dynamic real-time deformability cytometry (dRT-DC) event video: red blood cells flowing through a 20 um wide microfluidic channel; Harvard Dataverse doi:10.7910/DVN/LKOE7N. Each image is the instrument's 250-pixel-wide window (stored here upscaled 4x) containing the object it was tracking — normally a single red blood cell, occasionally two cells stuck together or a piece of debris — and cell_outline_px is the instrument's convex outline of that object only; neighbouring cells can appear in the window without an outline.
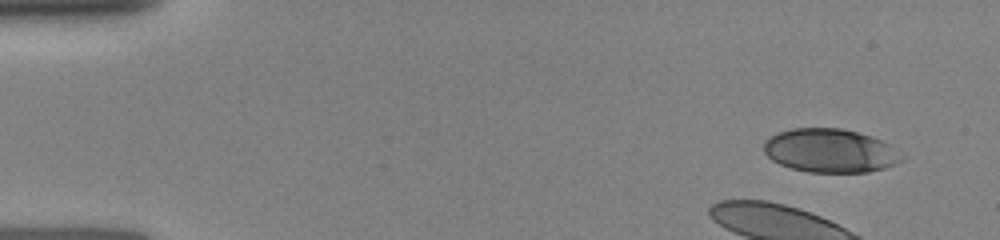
{"species": "human", "species_latin": "Homo sapiens", "temperature_condition": "room temperature", "stored_images_in_passage": 50, "camera_frame_rate_fps": 3000, "um_per_image_px": 0.085, "donor": {"sex": "female"}, "frame": {"image": 1, "passage_image": 1, "time_ms": 0.0, "image_size_px": [1000, 240], "cell_outline_px": [[908, 156], [904, 160], [896, 164], [884, 168], [868, 172], [808, 172], [792, 168], [780, 164], [772, 160], [764, 152], [764, 144], [772, 136], [780, 132], [792, 128], [840, 128], [872, 136], [892, 144]], "centroid_in_image_um": [70.67, 12.81], "position_along_channel_um": 14.3, "area_um2": 35.37}}